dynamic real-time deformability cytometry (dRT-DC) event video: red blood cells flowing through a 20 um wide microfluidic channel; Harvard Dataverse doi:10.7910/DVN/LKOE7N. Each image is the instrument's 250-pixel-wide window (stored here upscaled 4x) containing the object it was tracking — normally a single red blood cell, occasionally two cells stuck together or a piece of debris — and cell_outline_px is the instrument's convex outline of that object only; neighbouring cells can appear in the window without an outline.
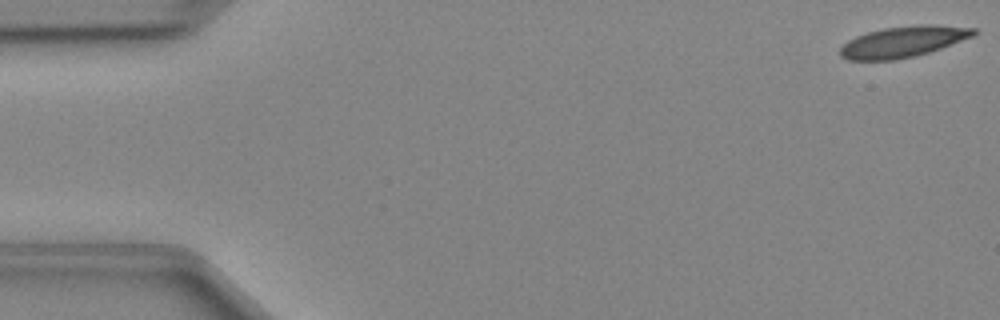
{"species": "Egyptian fruit bat (a non-hibernating species)", "species_latin": "Rousettus aegyptiacus", "temperature_condition": "cold", "stored_images_in_passage": 48, "camera_frame_rate_fps": 3000, "um_per_image_px": 0.085, "animal": {"sex": "female"}, "frame": {"image": 1, "passage_image": 1, "time_ms": 0.0, "image_size_px": [1000, 320], "cell_outline_px": [[980, 32], [972, 36], [940, 48], [916, 56], [896, 60], [848, 60], [840, 56], [840, 48], [848, 40], [856, 36], [868, 32], [884, 28], [920, 24], [932, 24], [976, 28]], "centroid_in_image_um": [76.77, 3.54], "position_along_channel_um": 8.2, "area_um2": 24.1}}
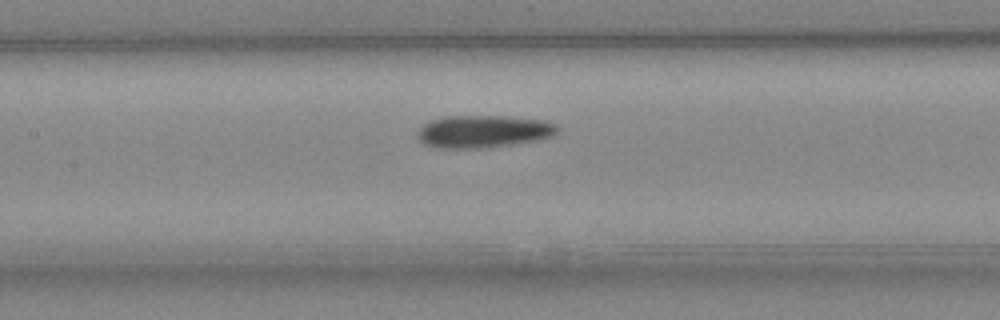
{"frame": {"image": 2, "passage_image": 22, "time_ms": 7.0, "image_size_px": [1000, 320], "cell_outline_px": [[560, 128], [552, 136], [540, 140], [484, 148], [436, 148], [424, 144], [416, 136], [416, 132], [428, 120], [444, 116], [508, 116], [544, 120], [556, 124]], "centroid_in_image_um": [41.07, 11.17], "position_along_channel_um": 166.3, "area_um2": 26.82}}
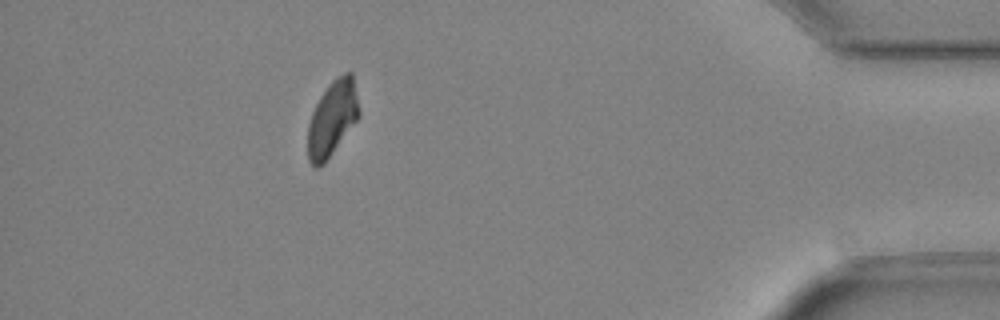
{"frame": {"image": 3, "passage_image": 43, "time_ms": 14.0, "image_size_px": [1000, 320], "cell_outline_px": [[360, 116], [324, 164], [316, 168], [308, 160], [308, 124], [312, 112], [320, 96], [328, 84], [336, 76], [344, 72], [352, 72], [360, 112]], "centroid_in_image_um": [28.25, 10.05], "position_along_channel_um": 407.0, "area_um2": 22.48}}